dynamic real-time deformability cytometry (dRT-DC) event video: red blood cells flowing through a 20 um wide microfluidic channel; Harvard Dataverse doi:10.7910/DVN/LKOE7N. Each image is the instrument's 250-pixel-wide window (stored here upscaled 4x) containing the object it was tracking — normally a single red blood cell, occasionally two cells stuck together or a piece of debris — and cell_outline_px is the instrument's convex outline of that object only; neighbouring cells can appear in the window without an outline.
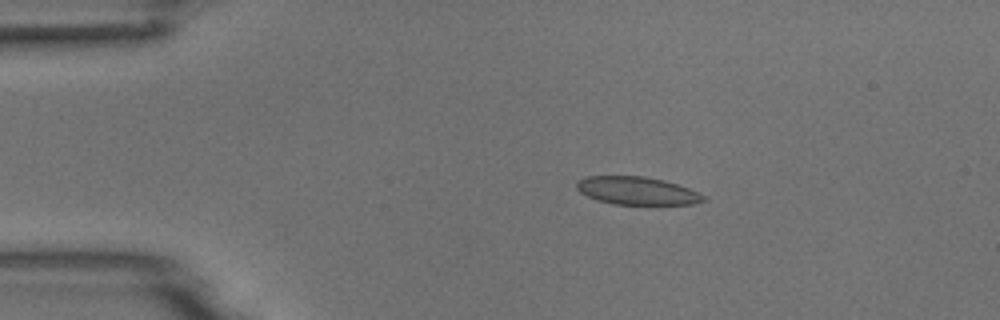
{"species": "common noctule bat (a hibernating species)", "species_latin": "Nyctalus noctula", "temperature_condition": "room temperature", "stored_images_in_passage": 5, "camera_frame_rate_fps": 3000, "um_per_image_px": 0.085, "animal": {"sex": "male", "body_mass_g": 18.8}, "frame": {"image": 1, "passage_image": 1, "time_ms": 0.0, "image_size_px": [1000, 320], "cell_outline_px": [[708, 200], [692, 204], [612, 204], [596, 200], [580, 192], [576, 188], [576, 184], [580, 180], [588, 176], [644, 176], [664, 180], [688, 188], [704, 196]], "centroid_in_image_um": [54.13, 16.21], "position_along_channel_um": 30.9, "area_um2": 20.46}}
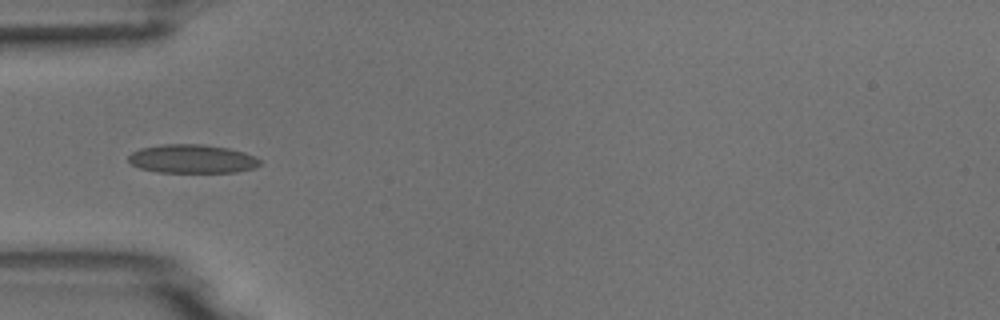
{"frame": {"image": 2, "passage_image": 3, "time_ms": 2.333, "image_size_px": [1000, 320], "cell_outline_px": [[260, 164], [256, 168], [236, 172], [160, 172], [140, 168], [132, 164], [128, 160], [128, 156], [132, 152], [140, 148], [164, 144], [200, 144], [228, 148], [244, 152], [256, 156], [260, 160]], "centroid_in_image_um": [16.36, 13.5], "position_along_channel_um": 68.6, "area_um2": 21.96}}